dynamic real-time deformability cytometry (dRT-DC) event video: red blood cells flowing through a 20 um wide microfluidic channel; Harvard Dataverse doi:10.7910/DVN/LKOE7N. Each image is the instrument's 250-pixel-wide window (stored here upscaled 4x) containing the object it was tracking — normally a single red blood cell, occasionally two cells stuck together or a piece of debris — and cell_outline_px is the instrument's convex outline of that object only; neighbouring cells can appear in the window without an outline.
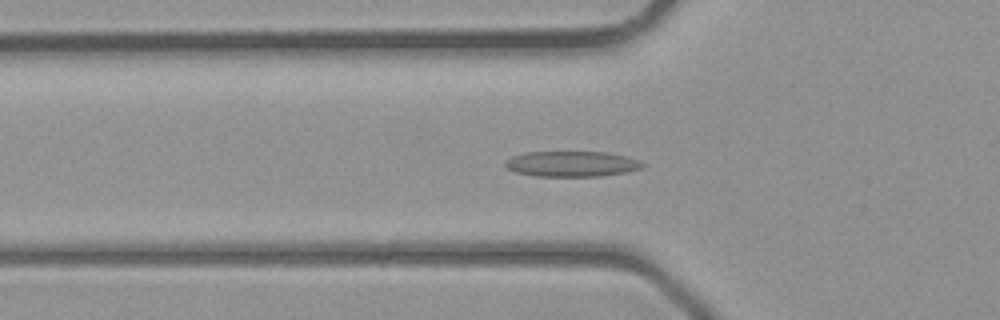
{"species": "common noctule bat (a hibernating species)", "species_latin": "Nyctalus noctula", "temperature_condition": "room temperature", "stored_images_in_passage": 41, "camera_frame_rate_fps": 3000, "um_per_image_px": 0.085, "animal": {"sex": "male", "body_mass_g": 23.1, "forearm_length_mm": 52.7}, "frame": {"image": 1, "passage_image": 14, "time_ms": 4.333, "image_size_px": [1000, 320], "cell_outline_px": [[644, 164], [640, 168], [624, 172], [600, 176], [536, 176], [516, 172], [508, 168], [504, 164], [504, 160], [512, 156], [524, 152], [608, 152], [628, 156], [640, 160]], "centroid_in_image_um": [48.58, 13.92], "position_along_channel_um": 77.2, "area_um2": 20.4}}
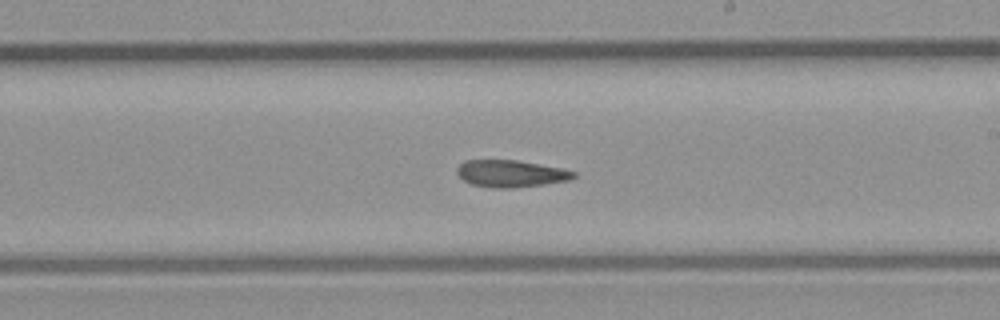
{"frame": {"image": 2, "passage_image": 24, "time_ms": 7.667, "image_size_px": [1000, 320], "cell_outline_px": [[576, 176], [568, 180], [544, 184], [512, 188], [492, 188], [472, 184], [464, 180], [456, 172], [456, 168], [464, 160], [516, 160], [564, 168], [576, 172]], "centroid_in_image_um": [43.42, 14.75], "position_along_channel_um": 245.6, "area_um2": 18.38}}
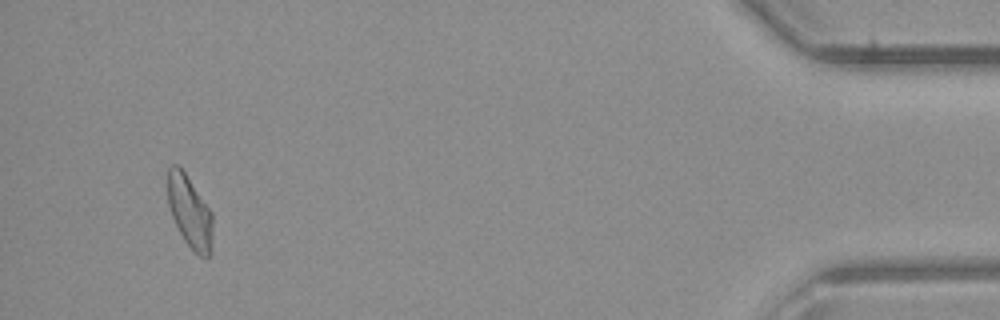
{"frame": {"image": 3, "passage_image": 39, "time_ms": 12.667, "image_size_px": [1000, 320], "cell_outline_px": [[212, 252], [208, 256], [200, 256], [184, 240], [172, 216], [168, 204], [168, 168], [172, 164], [180, 164], [212, 212]], "centroid_in_image_um": [16.13, 17.95], "position_along_channel_um": 419.1, "area_um2": 18.9}}